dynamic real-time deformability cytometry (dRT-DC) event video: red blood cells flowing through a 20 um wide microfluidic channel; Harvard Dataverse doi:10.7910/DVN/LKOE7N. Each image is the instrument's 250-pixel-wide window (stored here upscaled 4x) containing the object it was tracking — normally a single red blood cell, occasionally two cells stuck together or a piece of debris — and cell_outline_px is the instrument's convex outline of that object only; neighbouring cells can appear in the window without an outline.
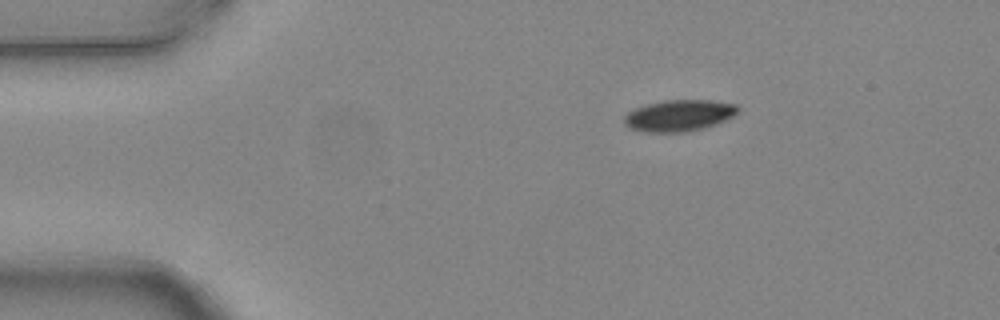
{"species": "common noctule bat (a hibernating species)", "species_latin": "Nyctalus noctula", "temperature_condition": "warm", "stored_images_in_passage": 1, "camera_frame_rate_fps": 3000, "um_per_image_px": 0.085, "animal": {"sex": "female", "body_mass_g": 24.6, "forearm_length_mm": 56.2}, "frame": {"image": 1, "passage_image": 1, "time_ms": 0.0, "image_size_px": [1000, 320], "cell_outline_px": [[740, 108], [728, 120], [704, 128], [688, 132], [644, 132], [628, 128], [624, 124], [624, 116], [628, 112], [636, 108], [648, 104], [664, 100], [708, 100], [736, 104]], "centroid_in_image_um": [57.71, 9.83], "position_along_channel_um": 27.3, "area_um2": 20.92}}